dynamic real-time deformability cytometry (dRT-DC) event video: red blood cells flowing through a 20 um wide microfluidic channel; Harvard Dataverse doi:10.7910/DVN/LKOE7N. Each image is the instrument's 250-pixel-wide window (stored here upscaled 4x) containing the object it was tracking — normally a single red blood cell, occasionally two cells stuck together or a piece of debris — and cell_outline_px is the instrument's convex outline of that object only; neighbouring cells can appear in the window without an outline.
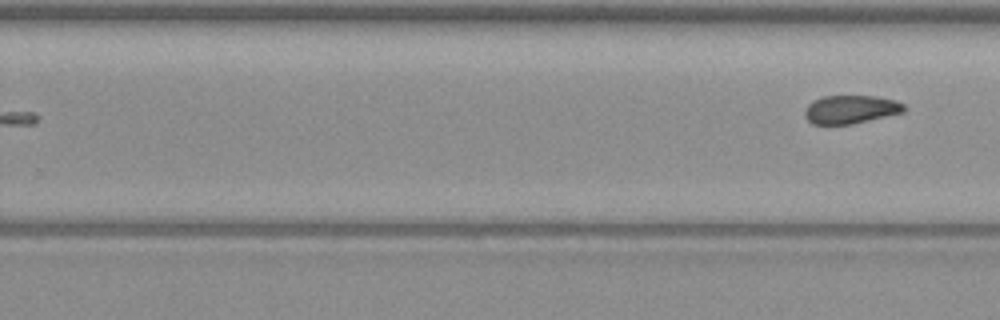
{"species": "common noctule bat (a hibernating species)", "species_latin": "Nyctalus noctula", "temperature_condition": "warm", "stored_images_in_passage": 10, "camera_frame_rate_fps": 3000, "um_per_image_px": 0.085, "animal": {"sex": "female", "body_mass_g": 19.3, "forearm_length_mm": 54.1}, "frame": {"image": 1, "passage_image": 10, "time_ms": 12.0, "image_size_px": [1000, 320], "cell_outline_px": [[908, 108], [904, 112], [852, 124], [812, 124], [804, 116], [804, 112], [808, 104], [812, 100], [824, 96], [876, 96], [892, 100], [904, 104]], "centroid_in_image_um": [72.3, 9.3], "position_along_channel_um": 257.5, "area_um2": 16.42}}